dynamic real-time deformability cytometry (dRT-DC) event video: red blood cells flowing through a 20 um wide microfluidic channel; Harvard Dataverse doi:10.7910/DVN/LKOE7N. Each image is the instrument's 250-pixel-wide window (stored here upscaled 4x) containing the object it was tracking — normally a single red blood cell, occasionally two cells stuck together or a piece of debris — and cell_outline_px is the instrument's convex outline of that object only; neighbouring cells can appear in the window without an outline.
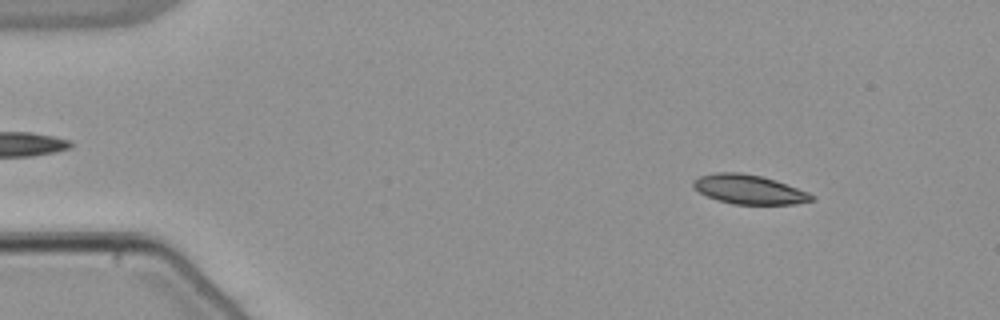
{"species": "common noctule bat (a hibernating species)", "species_latin": "Nyctalus noctula", "temperature_condition": "warm", "stored_images_in_passage": 50, "camera_frame_rate_fps": 3000, "um_per_image_px": 0.085, "animal": {"sex": "male", "body_mass_g": 21.5, "forearm_length_mm": 52.0}, "frame": {"image": 1, "passage_image": 3, "time_ms": 0.667, "image_size_px": [1000, 320], "cell_outline_px": [[816, 200], [796, 204], [732, 204], [716, 200], [700, 192], [692, 184], [692, 180], [700, 176], [716, 172], [740, 172], [764, 176], [776, 180], [808, 192], [816, 196]], "centroid_in_image_um": [63.7, 16.1], "position_along_channel_um": 21.3, "area_um2": 20.35}}
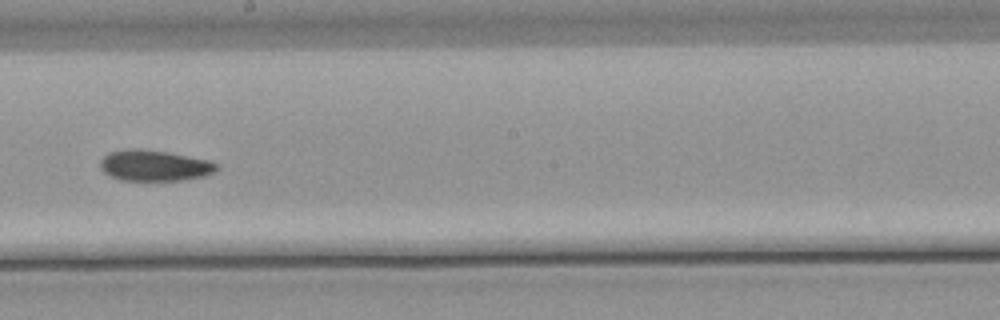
{"frame": {"image": 2, "passage_image": 27, "time_ms": 8.667, "image_size_px": [1000, 320], "cell_outline_px": [[220, 168], [204, 176], [184, 180], [120, 180], [104, 172], [100, 168], [100, 160], [108, 152], [124, 148], [140, 148], [168, 152], [212, 160]], "centroid_in_image_um": [13.12, 14.05], "position_along_channel_um": 235.1, "area_um2": 21.21}}
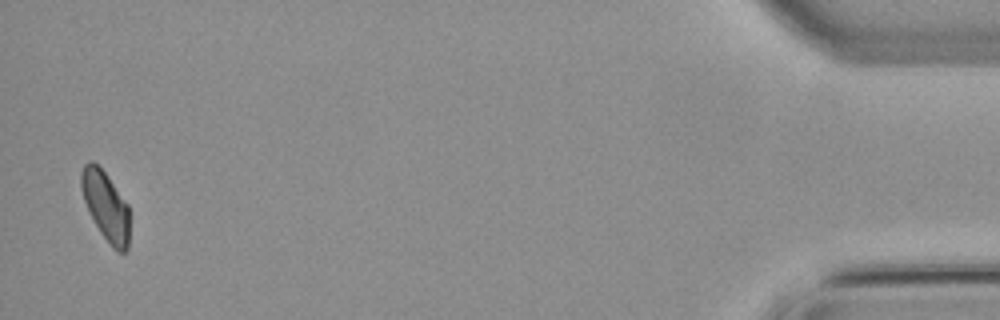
{"frame": {"image": 3, "passage_image": 49, "time_ms": 16.0, "image_size_px": [1000, 320], "cell_outline_px": [[128, 248], [124, 252], [116, 252], [112, 248], [100, 232], [84, 200], [80, 188], [80, 176], [84, 164], [88, 160], [92, 160], [104, 172], [128, 204]], "centroid_in_image_um": [8.97, 17.5], "position_along_channel_um": 426.2, "area_um2": 19.19}, "authors_computed_cell_mechanics": {"area_um2": 20.9814, "velocity_mm_per_s": 3.8187, "shape_relaxation_time_tau1_ms": null, "shape_relaxation_time_tau2_ms": 8.6499, "deformation_change_tau1": null, "deformation_change_tau2": 0.121}}